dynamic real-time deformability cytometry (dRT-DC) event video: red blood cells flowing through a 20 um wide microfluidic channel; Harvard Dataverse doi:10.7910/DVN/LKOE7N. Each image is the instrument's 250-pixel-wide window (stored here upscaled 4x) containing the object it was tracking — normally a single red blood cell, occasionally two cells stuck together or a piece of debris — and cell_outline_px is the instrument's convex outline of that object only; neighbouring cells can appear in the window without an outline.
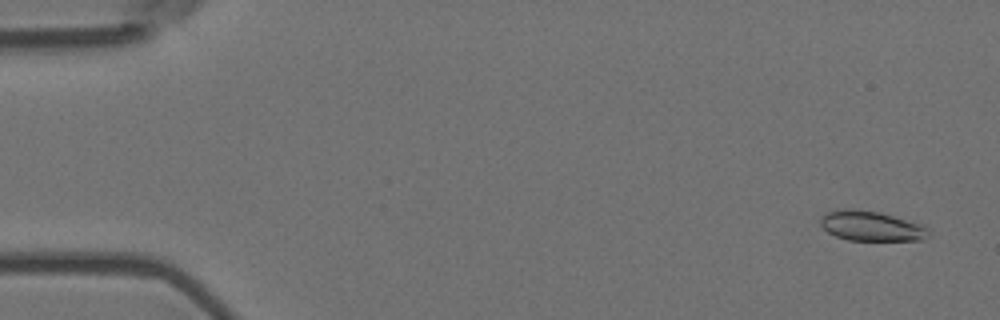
{"species": "Egyptian fruit bat (a non-hibernating species)", "species_latin": "Rousettus aegyptiacus", "temperature_condition": "room temperature", "stored_images_in_passage": 6, "camera_frame_rate_fps": 3000, "um_per_image_px": 0.085, "animal": {"sex": "female"}, "frame": {"image": 1, "passage_image": 1, "time_ms": 0.0, "image_size_px": [1000, 320], "cell_outline_px": [[928, 236], [920, 240], [848, 240], [836, 236], [828, 232], [820, 224], [820, 220], [828, 212], [840, 208], [856, 208], [880, 212], [924, 224], [928, 228]], "centroid_in_image_um": [74.07, 19.19], "position_along_channel_um": 10.9, "area_um2": 18.96}}